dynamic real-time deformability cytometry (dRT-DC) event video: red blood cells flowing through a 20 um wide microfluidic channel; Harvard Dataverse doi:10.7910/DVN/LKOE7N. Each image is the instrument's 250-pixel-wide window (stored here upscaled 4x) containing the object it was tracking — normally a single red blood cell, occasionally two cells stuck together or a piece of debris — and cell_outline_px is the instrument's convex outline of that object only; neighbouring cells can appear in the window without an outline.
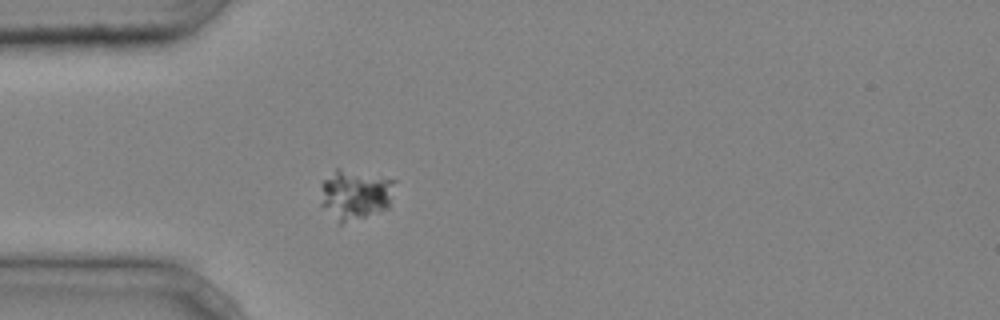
{"species": "common noctule bat (a hibernating species)", "species_latin": "Nyctalus noctula", "temperature_condition": "cold", "stored_images_in_passage": 4, "camera_frame_rate_fps": 3000, "um_per_image_px": 0.085, "animal": {"sex": "male", "body_mass_g": 20.4}, "frame": {"image": 1, "passage_image": 4, "time_ms": 1.0, "image_size_px": [1000, 320], "cell_outline_px": [[396, 180], [388, 208], [340, 224], [320, 204], [320, 184], [336, 168], [340, 168]], "centroid_in_image_um": [30.15, 16.52], "position_along_channel_um": 54.8, "area_um2": 21.44}}